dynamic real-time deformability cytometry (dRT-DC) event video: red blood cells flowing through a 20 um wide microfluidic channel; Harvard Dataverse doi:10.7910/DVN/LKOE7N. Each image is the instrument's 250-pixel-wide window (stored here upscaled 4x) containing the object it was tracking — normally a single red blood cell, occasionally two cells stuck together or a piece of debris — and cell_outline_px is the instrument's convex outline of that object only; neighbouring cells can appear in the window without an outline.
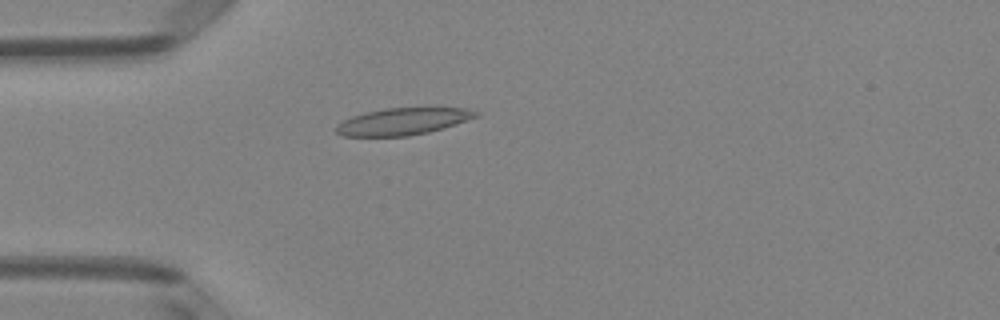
{"species": "Egyptian fruit bat (a non-hibernating species)", "species_latin": "Rousettus aegyptiacus", "temperature_condition": "room temperature", "stored_images_in_passage": 4, "camera_frame_rate_fps": 3000, "um_per_image_px": 0.085, "animal": {"sex": "female"}, "frame": {"image": 1, "passage_image": 4, "time_ms": 1.0, "image_size_px": [1000, 320], "cell_outline_px": [[480, 116], [444, 128], [428, 132], [408, 136], [344, 136], [336, 132], [336, 124], [352, 116], [364, 112], [384, 108], [468, 108], [480, 112]], "centroid_in_image_um": [34.27, 10.31], "position_along_channel_um": 50.7, "area_um2": 22.02}}